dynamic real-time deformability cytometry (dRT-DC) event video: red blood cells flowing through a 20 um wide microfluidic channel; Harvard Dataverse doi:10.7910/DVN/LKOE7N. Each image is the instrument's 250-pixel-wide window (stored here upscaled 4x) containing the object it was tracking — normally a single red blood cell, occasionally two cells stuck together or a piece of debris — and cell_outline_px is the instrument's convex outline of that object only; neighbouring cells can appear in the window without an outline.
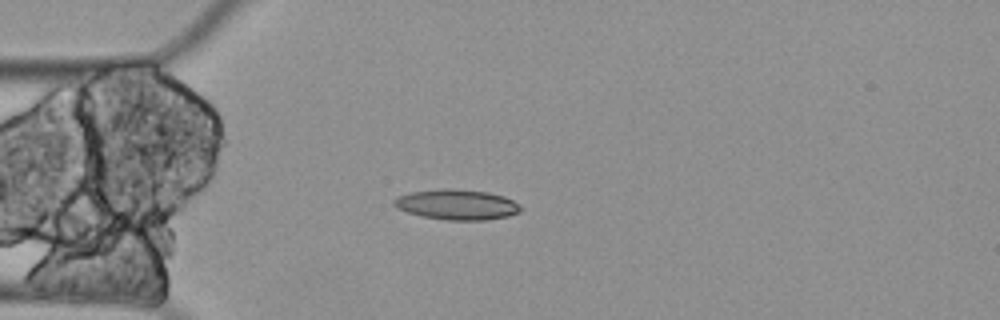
{"species": "Egyptian fruit bat (a non-hibernating species)", "species_latin": "Rousettus aegyptiacus", "temperature_condition": "cold", "stored_images_in_passage": 6, "camera_frame_rate_fps": 3000, "um_per_image_px": 0.085, "animal": {"sex": "female"}, "frame": {"image": 1, "passage_image": 5, "time_ms": 1.333, "image_size_px": [1000, 320], "cell_outline_px": [[524, 208], [520, 212], [508, 216], [484, 220], [448, 220], [424, 216], [408, 212], [396, 208], [392, 204], [392, 200], [396, 196], [412, 192], [444, 188], [488, 192], [504, 196], [520, 204]], "centroid_in_image_um": [38.85, 17.39], "position_along_channel_um": 46.2, "area_um2": 22.37}}